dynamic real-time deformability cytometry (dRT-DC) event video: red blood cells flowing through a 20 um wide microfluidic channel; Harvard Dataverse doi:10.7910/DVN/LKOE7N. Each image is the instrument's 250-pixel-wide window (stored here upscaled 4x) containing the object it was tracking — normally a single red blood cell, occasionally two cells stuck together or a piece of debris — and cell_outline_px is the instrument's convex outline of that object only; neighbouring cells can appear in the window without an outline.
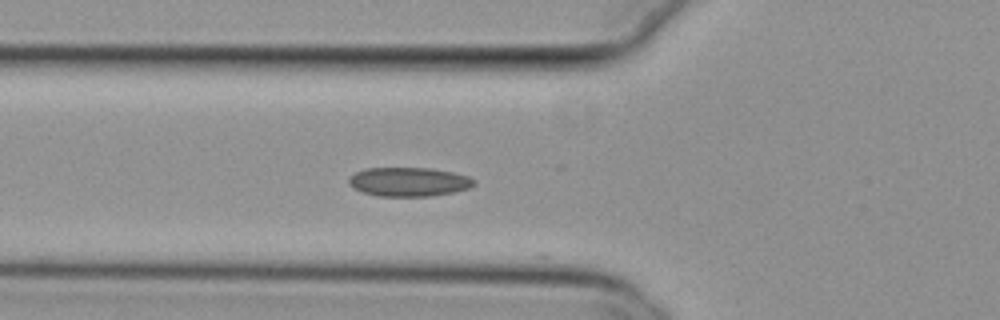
{"species": "common noctule bat (a hibernating species)", "species_latin": "Nyctalus noctula", "temperature_condition": "cold", "stored_images_in_passage": 11, "camera_frame_rate_fps": 3000, "um_per_image_px": 0.085, "animal": {"sex": "female", "body_mass_g": 29.2, "forearm_length_mm": 56.3}, "frame": {"image": 1, "passage_image": 7, "time_ms": 2.0, "image_size_px": [1000, 320], "cell_outline_px": [[476, 184], [468, 188], [452, 192], [428, 196], [376, 196], [352, 188], [348, 184], [348, 176], [364, 168], [432, 168], [452, 172], [468, 176], [476, 180]], "centroid_in_image_um": [34.71, 15.45], "position_along_channel_um": 91.1, "area_um2": 21.27}}
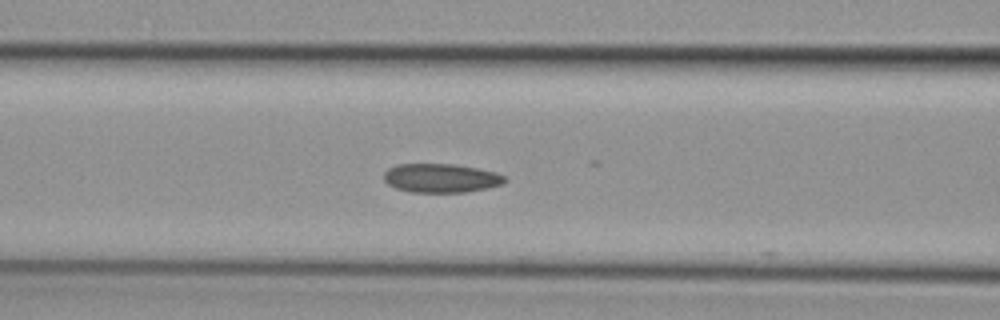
{"frame": {"image": 2, "passage_image": 10, "time_ms": 3.0, "image_size_px": [1000, 320], "cell_outline_px": [[508, 180], [504, 184], [488, 188], [464, 192], [412, 192], [396, 188], [388, 184], [384, 180], [384, 172], [388, 168], [396, 164], [452, 164], [476, 168], [496, 172], [504, 176]], "centroid_in_image_um": [37.49, 15.14], "position_along_channel_um": 129.1, "area_um2": 20.4}}